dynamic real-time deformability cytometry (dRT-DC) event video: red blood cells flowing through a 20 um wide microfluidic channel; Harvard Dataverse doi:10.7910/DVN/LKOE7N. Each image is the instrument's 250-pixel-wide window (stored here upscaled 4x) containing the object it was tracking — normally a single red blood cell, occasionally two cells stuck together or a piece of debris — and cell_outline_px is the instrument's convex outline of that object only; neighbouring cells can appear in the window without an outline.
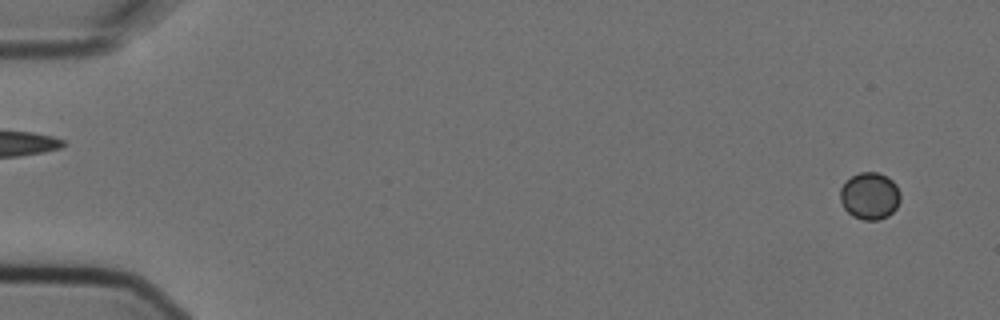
{"species": "Egyptian fruit bat (a non-hibernating species)", "species_latin": "Rousettus aegyptiacus", "temperature_condition": "cold", "stored_images_in_passage": 5, "segment_of_instrument_passage": [2, 2], "camera_frame_rate_fps": 3000, "um_per_image_px": 0.085, "animal": {"sex": "female"}, "frame": {"image": 1, "passage_image": 5, "time_ms": 1.333, "image_size_px": [1000, 320], "cell_outline_px": [[900, 200], [896, 208], [888, 216], [876, 220], [864, 220], [852, 216], [844, 208], [840, 200], [840, 188], [844, 180], [860, 172], [876, 172], [888, 176], [896, 184], [900, 192]], "centroid_in_image_um": [73.92, 16.64], "position_along_channel_um": 11.1, "area_um2": 16.7}}